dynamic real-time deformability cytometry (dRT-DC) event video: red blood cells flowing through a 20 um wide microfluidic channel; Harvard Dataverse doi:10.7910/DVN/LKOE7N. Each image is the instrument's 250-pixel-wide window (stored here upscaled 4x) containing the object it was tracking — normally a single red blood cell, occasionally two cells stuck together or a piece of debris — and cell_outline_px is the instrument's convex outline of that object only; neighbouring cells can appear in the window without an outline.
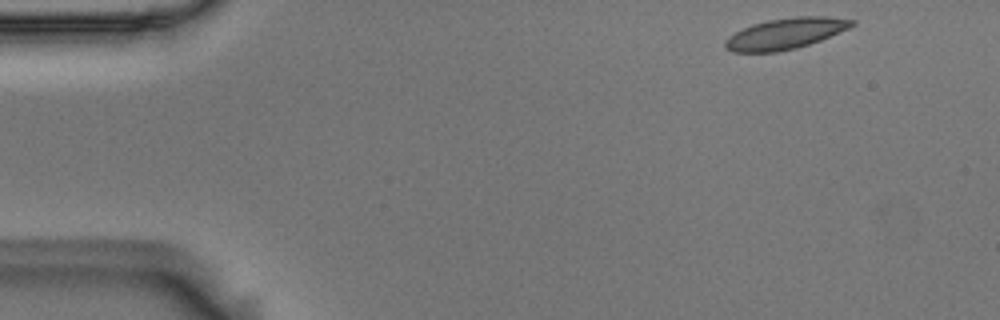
{"species": "Egyptian fruit bat (a non-hibernating species)", "species_latin": "Rousettus aegyptiacus", "temperature_condition": "room temperature", "stored_images_in_passage": 5, "camera_frame_rate_fps": 3000, "um_per_image_px": 0.085, "animal": {"sex": "male"}, "frame": {"image": 1, "passage_image": 1, "time_ms": 0.0, "image_size_px": [1000, 320], "cell_outline_px": [[856, 24], [848, 28], [820, 40], [796, 48], [776, 52], [732, 52], [724, 48], [724, 40], [728, 36], [752, 24], [768, 20], [796, 16], [828, 16], [856, 20]], "centroid_in_image_um": [66.74, 2.85], "position_along_channel_um": 18.3, "area_um2": 22.83}}
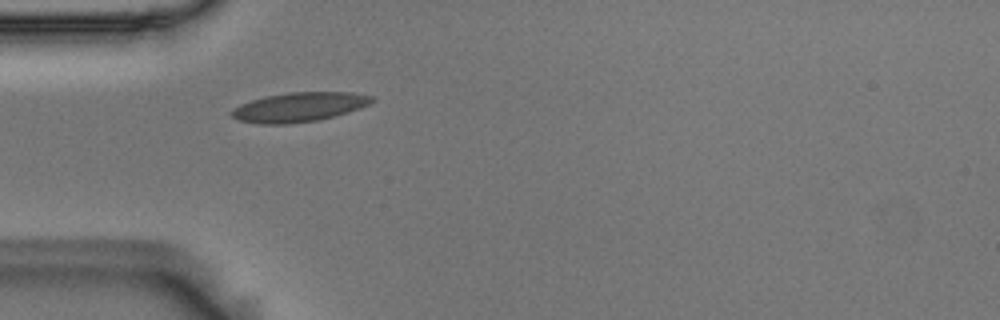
{"frame": {"image": 2, "passage_image": 4, "time_ms": 1.0, "image_size_px": [1000, 320], "cell_outline_px": [[376, 100], [360, 108], [348, 112], [316, 120], [288, 124], [260, 124], [240, 120], [232, 116], [232, 112], [240, 104], [252, 100], [268, 96], [288, 92], [352, 92], [372, 96]], "centroid_in_image_um": [25.47, 9.09], "position_along_channel_um": 59.5, "area_um2": 23.64}}
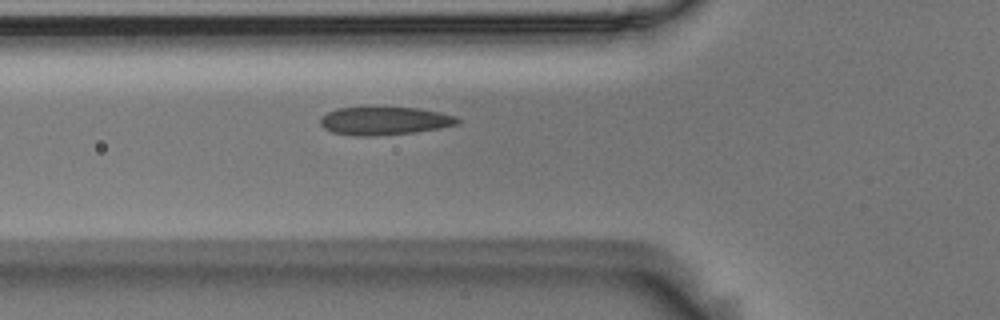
{"frame": {"image": 3, "passage_image": 5, "time_ms": 1.333, "image_size_px": [1000, 320], "cell_outline_px": [[460, 120], [456, 124], [440, 128], [416, 132], [372, 136], [356, 136], [332, 132], [324, 128], [320, 124], [320, 116], [336, 108], [420, 108], [440, 112], [456, 116]], "centroid_in_image_um": [32.66, 10.28], "position_along_channel_um": 93.1, "area_um2": 22.37}}